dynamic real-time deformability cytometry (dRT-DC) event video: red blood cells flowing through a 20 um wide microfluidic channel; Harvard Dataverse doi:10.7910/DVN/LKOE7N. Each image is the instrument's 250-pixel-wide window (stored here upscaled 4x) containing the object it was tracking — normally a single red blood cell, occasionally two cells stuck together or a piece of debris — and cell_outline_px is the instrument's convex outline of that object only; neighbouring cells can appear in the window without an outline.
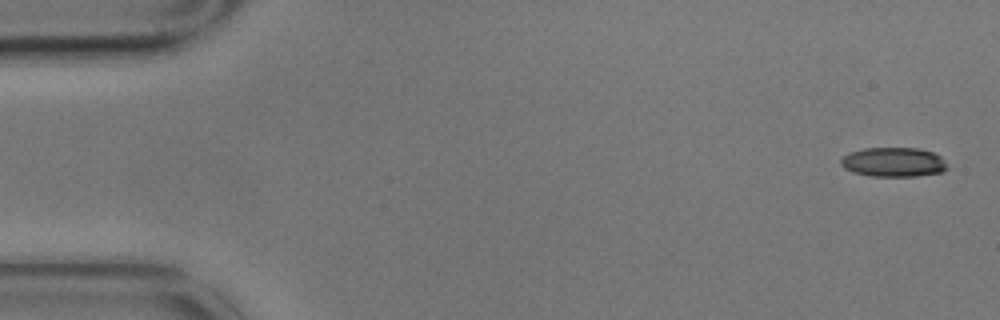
{"species": "common noctule bat (a hibernating species)", "species_latin": "Nyctalus noctula", "temperature_condition": "cold", "stored_images_in_passage": 5, "camera_frame_rate_fps": 3000, "um_per_image_px": 0.085, "animal": {"sex": "male", "body_mass_g": 17.9}, "frame": {"image": 1, "passage_image": 1, "time_ms": 0.0, "image_size_px": [1000, 320], "cell_outline_px": [[948, 168], [944, 172], [916, 176], [868, 176], [852, 172], [844, 168], [840, 164], [840, 160], [848, 152], [864, 148], [916, 148], [932, 152], [940, 156], [944, 160]], "centroid_in_image_um": [75.93, 13.78], "position_along_channel_um": 9.1, "area_um2": 18.38}}
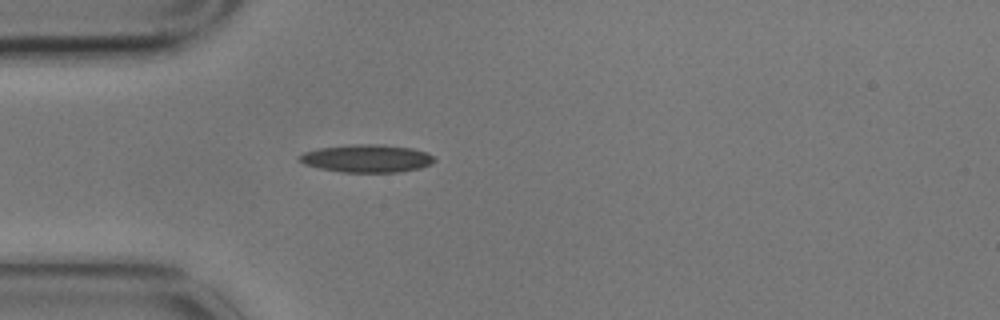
{"frame": {"image": 2, "passage_image": 5, "time_ms": 1.333, "image_size_px": [1000, 320], "cell_outline_px": [[436, 160], [420, 168], [396, 172], [340, 172], [320, 168], [304, 164], [300, 160], [300, 156], [304, 152], [320, 148], [352, 144], [380, 144], [412, 148], [428, 152], [436, 156]], "centroid_in_image_um": [31.22, 13.46], "position_along_channel_um": 53.8, "area_um2": 21.79}}